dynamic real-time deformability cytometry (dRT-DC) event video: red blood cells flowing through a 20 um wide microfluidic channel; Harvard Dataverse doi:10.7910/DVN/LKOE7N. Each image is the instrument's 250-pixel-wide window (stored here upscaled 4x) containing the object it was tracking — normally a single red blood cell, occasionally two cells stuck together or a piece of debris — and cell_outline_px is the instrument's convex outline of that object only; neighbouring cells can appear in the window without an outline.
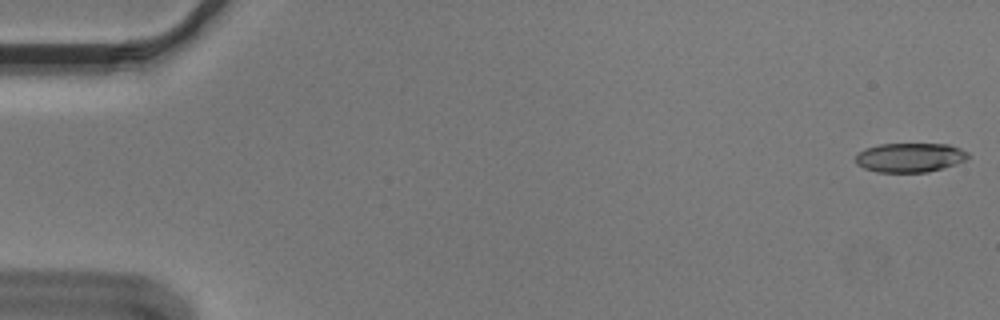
{"species": "Egyptian fruit bat (a non-hibernating species)", "species_latin": "Rousettus aegyptiacus", "temperature_condition": "cold", "stored_images_in_passage": 55, "camera_frame_rate_fps": 3000, "um_per_image_px": 0.085, "animal": {"sex": "male"}, "frame": {"image": 1, "passage_image": 1, "time_ms": 0.0, "image_size_px": [1000, 320], "cell_outline_px": [[968, 156], [964, 160], [956, 164], [944, 168], [928, 172], [876, 172], [864, 168], [856, 164], [856, 156], [864, 148], [880, 144], [948, 144], [960, 148], [968, 152]], "centroid_in_image_um": [77.33, 13.39], "position_along_channel_um": 7.7, "area_um2": 19.19}}
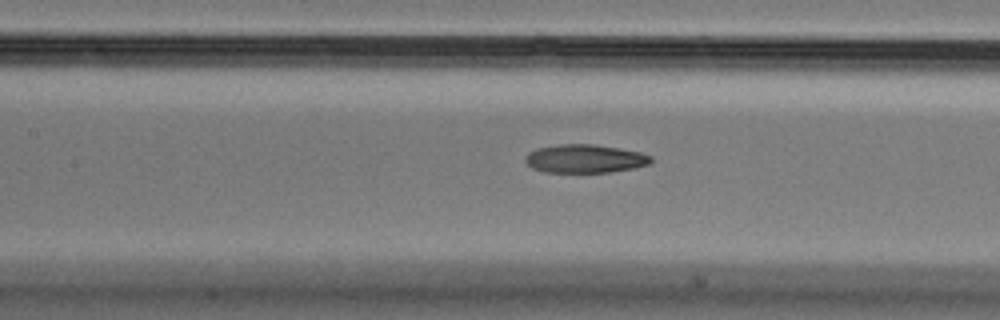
{"frame": {"image": 2, "passage_image": 25, "time_ms": 8.0, "image_size_px": [1000, 320], "cell_outline_px": [[652, 160], [648, 164], [632, 168], [608, 172], [544, 172], [532, 168], [524, 160], [524, 156], [528, 152], [536, 148], [560, 144], [596, 144], [620, 148], [640, 152], [652, 156]], "centroid_in_image_um": [49.68, 13.48], "position_along_channel_um": 157.7, "area_um2": 20.87}}
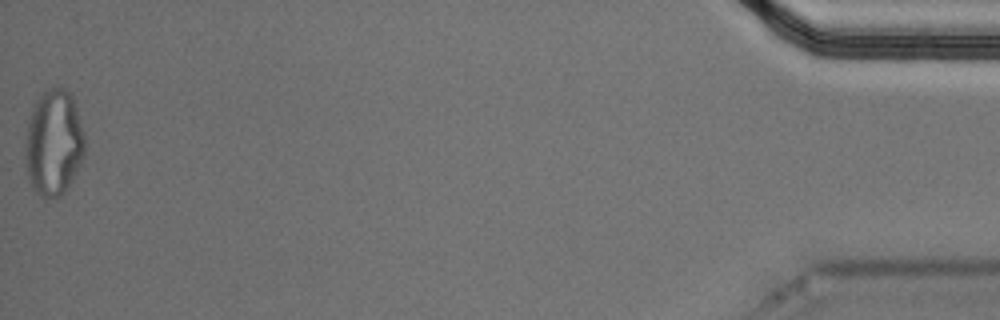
{"frame": {"image": 3, "passage_image": 55, "time_ms": 18.0, "image_size_px": [1000, 320], "cell_outline_px": [[84, 156], [72, 180], [64, 192], [60, 196], [44, 200], [32, 188], [28, 180], [24, 156], [24, 148], [28, 124], [36, 100], [48, 88], [64, 88], [72, 96], [84, 132]], "centroid_in_image_um": [4.55, 12.19], "position_along_channel_um": 430.7, "area_um2": 36.88}, "authors_computed_cell_mechanics": {"area_um2": 21.2704, "velocity_mm_per_s": 3.656, "shape_relaxation_time_tau1_ms": null, "shape_relaxation_time_tau2_ms": 4.2958, "deformation_change_tau1": null, "deformation_change_tau2": 0.1418}}